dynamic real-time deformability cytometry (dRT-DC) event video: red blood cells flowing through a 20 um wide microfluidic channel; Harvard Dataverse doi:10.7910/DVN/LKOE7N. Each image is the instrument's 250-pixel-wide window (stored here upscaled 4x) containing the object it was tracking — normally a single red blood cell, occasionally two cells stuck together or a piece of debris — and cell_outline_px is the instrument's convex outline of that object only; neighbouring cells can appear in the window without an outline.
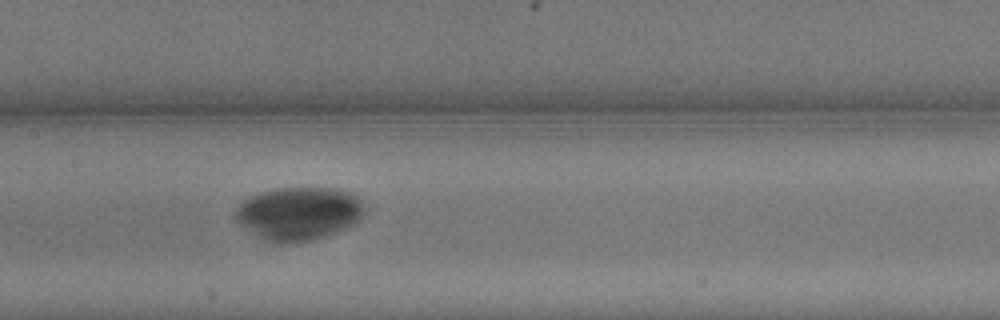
{"species": "common noctule bat (a hibernating species)", "species_latin": "Nyctalus noctula", "temperature_condition": "warm", "stored_images_in_passage": 8, "camera_frame_rate_fps": 3000, "um_per_image_px": 0.085, "animal": {"sex": "male", "body_mass_g": 13.3}, "frame": {"image": 1, "passage_image": 5, "time_ms": 1.333, "image_size_px": [1000, 320], "cell_outline_px": [[368, 208], [360, 220], [356, 224], [336, 232], [312, 240], [264, 240], [240, 224], [236, 220], [236, 208], [248, 196], [260, 192], [276, 188], [332, 188], [348, 192], [356, 196]], "centroid_in_image_um": [25.45, 18.1], "position_along_channel_um": 182.0, "area_um2": 39.48}}
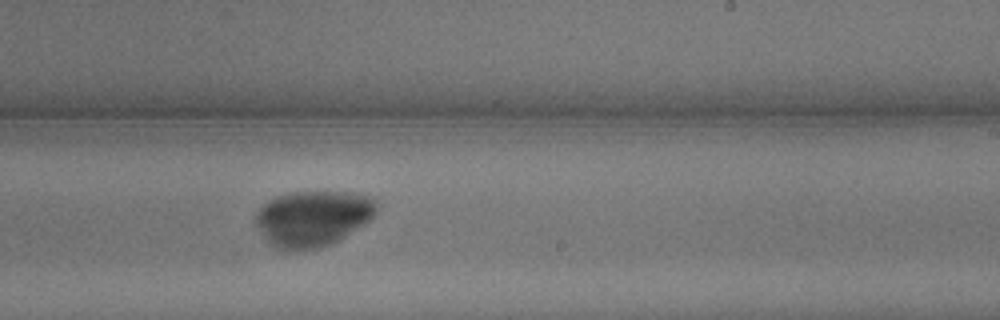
{"frame": {"image": 2, "passage_image": 8, "time_ms": 2.333, "image_size_px": [1000, 320], "cell_outline_px": [[376, 212], [364, 224], [344, 236], [320, 248], [288, 252], [284, 252], [272, 248], [264, 240], [256, 224], [256, 212], [268, 200], [276, 196], [292, 192], [348, 192], [372, 196], [376, 200]], "centroid_in_image_um": [26.53, 18.58], "position_along_channel_um": 262.5, "area_um2": 39.59}}